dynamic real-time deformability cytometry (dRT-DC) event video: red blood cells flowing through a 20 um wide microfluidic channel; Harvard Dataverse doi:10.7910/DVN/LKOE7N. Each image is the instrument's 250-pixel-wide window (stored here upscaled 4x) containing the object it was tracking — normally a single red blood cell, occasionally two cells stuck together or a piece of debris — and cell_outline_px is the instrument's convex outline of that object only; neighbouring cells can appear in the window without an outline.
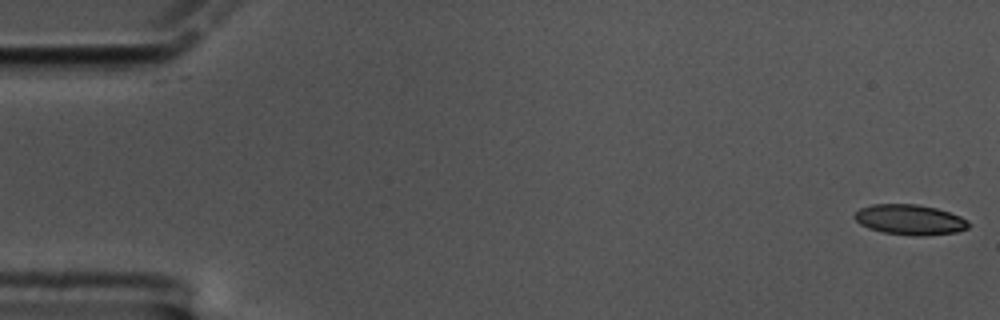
{"species": "common noctule bat (a hibernating species)", "species_latin": "Nyctalus noctula", "temperature_condition": "cold", "stored_images_in_passage": 59, "camera_frame_rate_fps": 3000, "um_per_image_px": 0.085, "animal": {"sex": "male", "body_mass_g": 17.5, "forearm_length_mm": 52.3}, "frame": {"image": 1, "passage_image": 1, "time_ms": 0.0, "image_size_px": [1000, 320], "cell_outline_px": [[968, 228], [956, 232], [924, 236], [912, 236], [884, 232], [868, 228], [860, 224], [852, 216], [860, 208], [872, 204], [916, 204], [936, 208], [960, 216], [968, 220]], "centroid_in_image_um": [77.32, 18.67], "position_along_channel_um": 7.7, "area_um2": 20.11}}
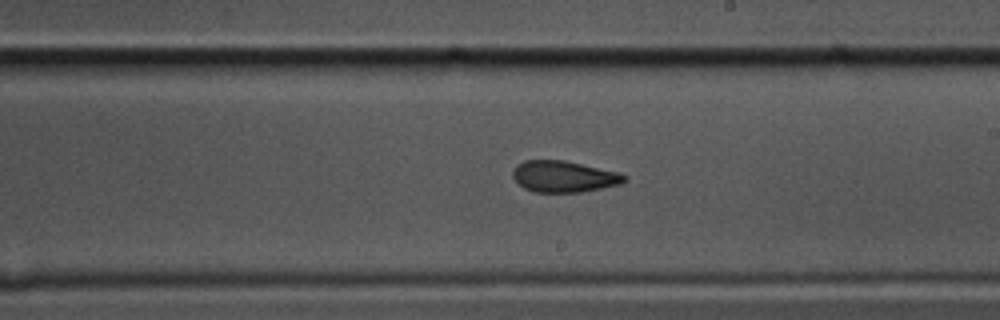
{"frame": {"image": 2, "passage_image": 34, "time_ms": 11.0, "image_size_px": [1000, 320], "cell_outline_px": [[628, 180], [620, 184], [580, 192], [532, 192], [524, 188], [512, 176], [512, 172], [516, 164], [524, 160], [564, 160], [620, 172], [628, 176]], "centroid_in_image_um": [47.94, 14.99], "position_along_channel_um": 241.1, "area_um2": 20.52}}
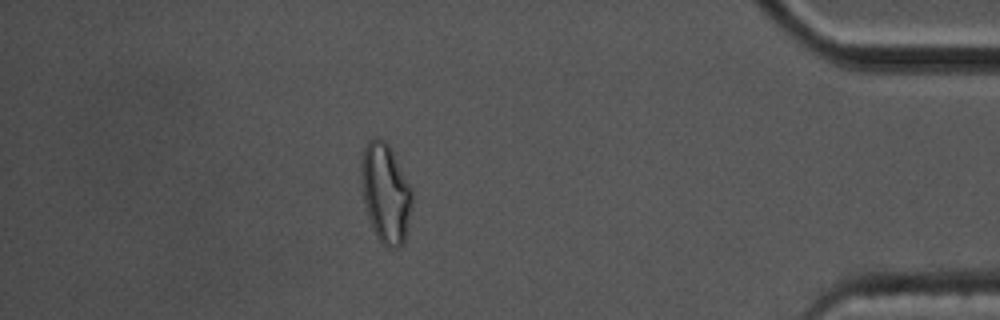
{"frame": {"image": 3, "passage_image": 52, "time_ms": 17.0, "image_size_px": [1000, 320], "cell_outline_px": [[412, 204], [408, 224], [404, 240], [400, 248], [388, 248], [376, 236], [372, 228], [364, 204], [360, 180], [360, 164], [364, 148], [368, 140], [376, 136], [384, 140], [388, 144], [412, 188]], "centroid_in_image_um": [32.75, 16.4], "position_along_channel_um": 402.4, "area_um2": 29.65}, "authors_computed_cell_mechanics": {"area_um2": 21.097, "velocity_mm_per_s": 3.3954, "shape_relaxation_time_tau1_ms": 10.4387, "shape_relaxation_time_tau2_ms": 2.8609, "deformation_change_tau1": 0.1826, "deformation_change_tau2": 0.1068}}